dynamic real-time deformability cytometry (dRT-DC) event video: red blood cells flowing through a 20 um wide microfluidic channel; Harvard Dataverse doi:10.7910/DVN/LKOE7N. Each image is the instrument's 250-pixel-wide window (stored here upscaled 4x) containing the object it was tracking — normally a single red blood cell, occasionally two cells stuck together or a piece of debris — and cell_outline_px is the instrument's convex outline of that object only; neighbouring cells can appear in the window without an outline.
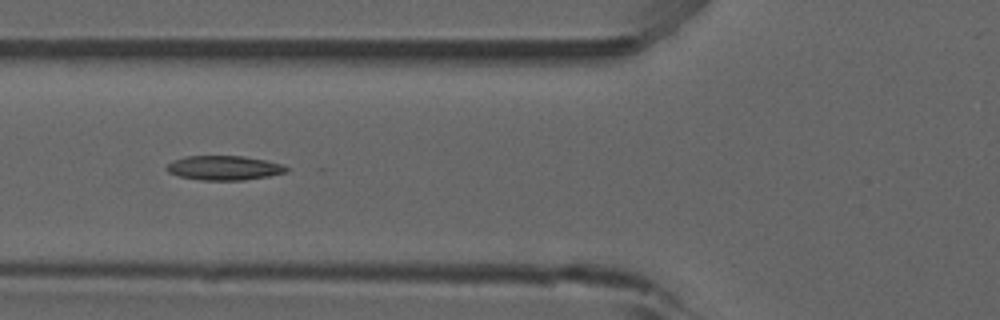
{"species": "common noctule bat (a hibernating species)", "species_latin": "Nyctalus noctula", "temperature_condition": "room temperature", "stored_images_in_passage": 48, "camera_frame_rate_fps": 3000, "um_per_image_px": 0.085, "animal": {"sex": "male", "forearm_length_mm": 52.5}, "frame": {"image": 1, "passage_image": 20, "time_ms": 6.333, "image_size_px": [1000, 320], "cell_outline_px": [[288, 172], [268, 176], [244, 180], [200, 180], [180, 176], [168, 172], [164, 168], [172, 160], [184, 156], [244, 156], [264, 160], [280, 164], [288, 168]], "centroid_in_image_um": [19.0, 14.27], "position_along_channel_um": 106.8, "area_um2": 16.99}, "authors_computed_cell_mechanics": {"area_um2": 17.6868, "velocity_mm_per_s": 3.9126, "shape_relaxation_time_tau1_ms": null, "shape_relaxation_time_tau2_ms": 4.0092, "deformation_change_tau1": null, "deformation_change_tau2": 0.0698}}